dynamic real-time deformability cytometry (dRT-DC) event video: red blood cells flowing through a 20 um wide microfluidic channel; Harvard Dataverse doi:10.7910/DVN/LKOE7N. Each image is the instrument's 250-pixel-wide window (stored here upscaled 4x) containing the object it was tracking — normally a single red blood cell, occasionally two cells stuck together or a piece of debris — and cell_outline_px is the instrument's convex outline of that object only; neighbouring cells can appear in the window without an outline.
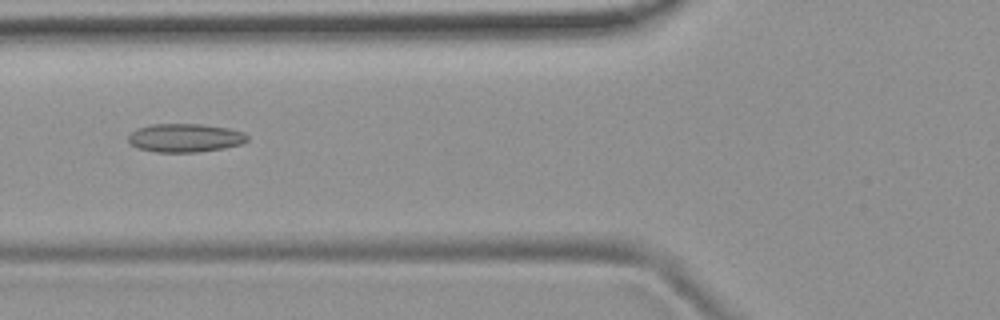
{"species": "common noctule bat (a hibernating species)", "species_latin": "Nyctalus noctula", "temperature_condition": "room temperature", "stored_images_in_passage": 42, "camera_frame_rate_fps": 3000, "um_per_image_px": 0.085, "animal": {"sex": "female", "body_mass_g": 19.9}, "frame": {"image": 1, "passage_image": 10, "time_ms": 3.0, "image_size_px": [1000, 320], "cell_outline_px": [[248, 140], [244, 144], [224, 148], [200, 152], [156, 152], [136, 148], [128, 140], [128, 136], [136, 128], [152, 124], [200, 124], [228, 128], [244, 132], [248, 136]], "centroid_in_image_um": [15.75, 11.72], "position_along_channel_um": 110.1, "area_um2": 19.94}}
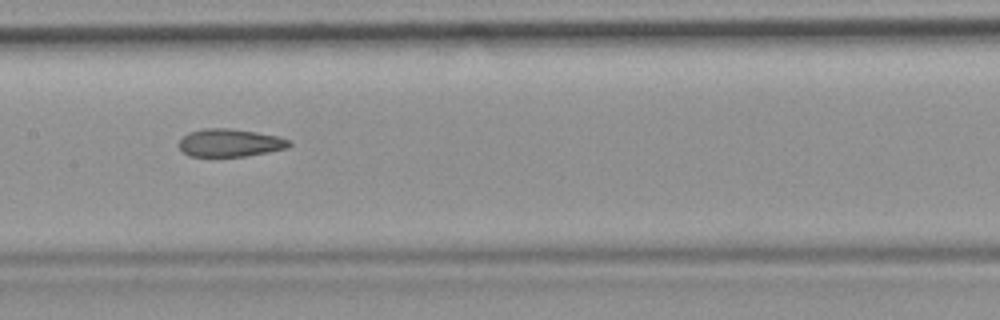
{"frame": {"image": 2, "passage_image": 16, "time_ms": 5.0, "image_size_px": [1000, 320], "cell_outline_px": [[292, 144], [288, 148], [248, 156], [188, 156], [180, 148], [180, 140], [188, 132], [204, 128], [228, 128], [256, 132], [276, 136], [292, 140]], "centroid_in_image_um": [19.58, 12.14], "position_along_channel_um": 187.8, "area_um2": 17.86}}
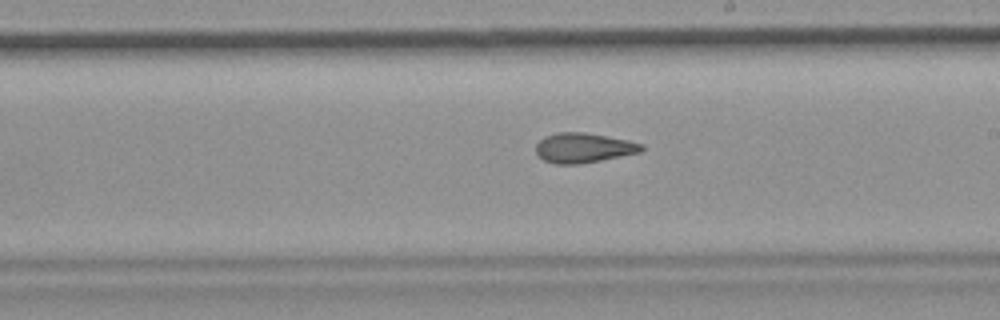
{"frame": {"image": 3, "passage_image": 20, "time_ms": 6.333, "image_size_px": [1000, 320], "cell_outline_px": [[644, 148], [640, 152], [580, 164], [552, 164], [544, 160], [536, 152], [536, 144], [544, 136], [556, 132], [584, 132], [608, 136], [628, 140], [644, 144]], "centroid_in_image_um": [49.58, 12.56], "position_along_channel_um": 239.4, "area_um2": 18.38}, "authors_computed_cell_mechanics": {"area_um2": 18.6116, "velocity_mm_per_s": 3.8844, "shape_relaxation_time_tau1_ms": null, "shape_relaxation_time_tau2_ms": 2.5246, "deformation_change_tau1": null, "deformation_change_tau2": 0.1153}}